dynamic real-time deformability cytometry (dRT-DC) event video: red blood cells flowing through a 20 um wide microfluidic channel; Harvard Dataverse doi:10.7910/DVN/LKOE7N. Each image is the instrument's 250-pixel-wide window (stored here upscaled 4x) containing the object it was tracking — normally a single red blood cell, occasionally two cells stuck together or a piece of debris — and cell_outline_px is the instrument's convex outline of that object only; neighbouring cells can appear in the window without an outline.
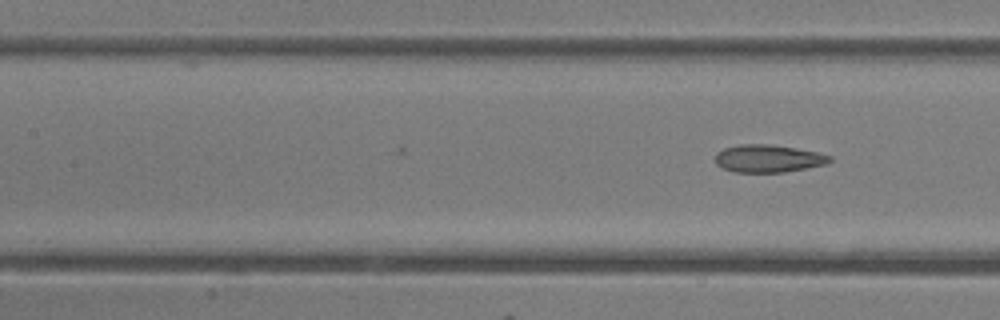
{"species": "common noctule bat (a hibernating species)", "species_latin": "Nyctalus noctula", "temperature_condition": "room temperature", "stored_images_in_passage": 21, "camera_frame_rate_fps": 3000, "um_per_image_px": 0.085, "animal": {"sex": "female"}, "frame": {"image": 1, "passage_image": 21, "time_ms": 6.667, "image_size_px": [1000, 320], "cell_outline_px": [[832, 160], [828, 164], [784, 172], [736, 172], [724, 168], [716, 164], [716, 152], [724, 148], [740, 144], [772, 144], [820, 152], [832, 156]], "centroid_in_image_um": [65.34, 13.46], "position_along_channel_um": 142.1, "area_um2": 18.55}}